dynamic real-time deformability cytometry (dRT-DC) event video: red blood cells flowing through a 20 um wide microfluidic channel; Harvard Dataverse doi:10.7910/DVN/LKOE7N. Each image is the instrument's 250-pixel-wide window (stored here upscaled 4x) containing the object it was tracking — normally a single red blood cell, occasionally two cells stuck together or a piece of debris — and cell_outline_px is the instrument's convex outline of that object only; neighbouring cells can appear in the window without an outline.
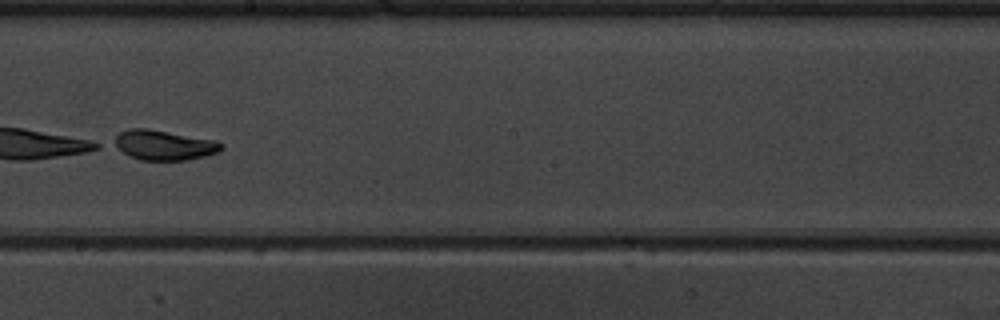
{"species": "common noctule bat (a hibernating species)", "species_latin": "Nyctalus noctula", "temperature_condition": "warm", "stored_images_in_passage": 9, "camera_frame_rate_fps": 3000, "um_per_image_px": 0.085, "animal": {"sex": "male", "body_mass_g": 19.5, "forearm_length_mm": 54.6}, "frame": {"image": 1, "passage_image": 9, "time_ms": 10.333, "image_size_px": [1000, 320], "cell_outline_px": [[224, 148], [220, 152], [188, 160], [140, 160], [108, 144], [120, 132], [128, 128], [148, 128], [216, 140], [224, 144]], "centroid_in_image_um": [13.92, 12.32], "position_along_channel_um": 234.3, "area_um2": 19.02}}